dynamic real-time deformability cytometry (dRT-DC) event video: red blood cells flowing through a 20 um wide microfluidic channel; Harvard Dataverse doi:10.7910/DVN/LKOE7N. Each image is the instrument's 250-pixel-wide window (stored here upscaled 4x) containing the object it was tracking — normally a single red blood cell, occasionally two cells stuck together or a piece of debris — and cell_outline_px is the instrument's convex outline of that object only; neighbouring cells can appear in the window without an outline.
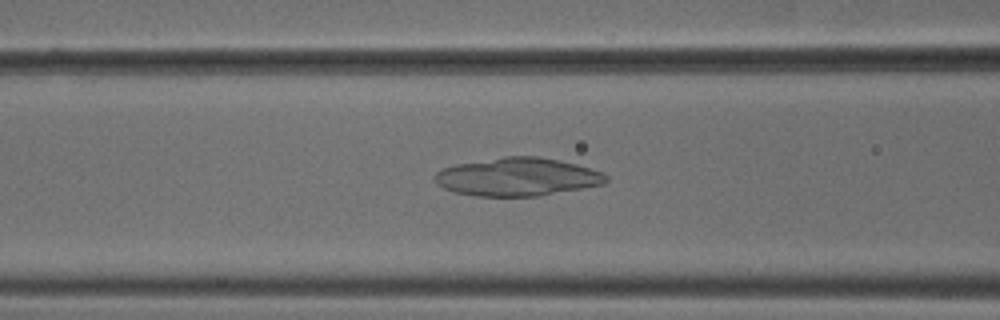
{"species": "common noctule bat (a hibernating species)", "species_latin": "Nyctalus noctula", "temperature_condition": "cold", "stored_images_in_passage": 42, "camera_frame_rate_fps": 3000, "um_per_image_px": 0.085, "animal": {"sex": "male", "body_mass_g": 18.8}, "frame": {"image": 1, "passage_image": 11, "time_ms": 3.333, "image_size_px": [1000, 320], "cell_outline_px": [[608, 180], [604, 184], [540, 196], [476, 196], [452, 192], [436, 184], [436, 172], [444, 168], [456, 164], [504, 156], [540, 156], [576, 164], [600, 172], [608, 176]], "centroid_in_image_um": [43.97, 15.04], "position_along_channel_um": 122.6, "area_um2": 38.03}}
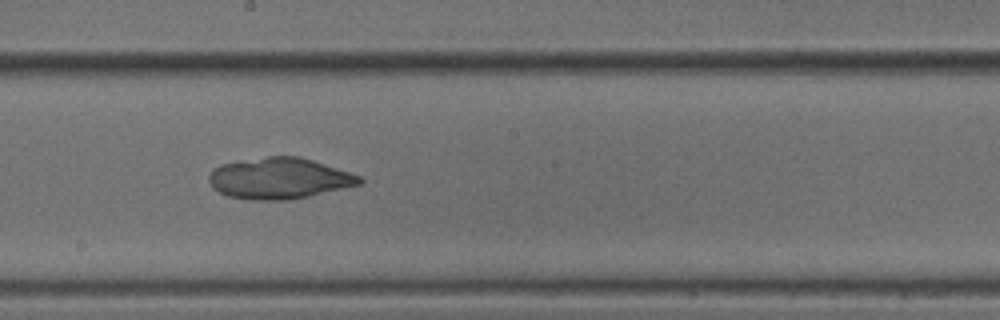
{"frame": {"image": 2, "passage_image": 19, "time_ms": 6.0, "image_size_px": [1000, 320], "cell_outline_px": [[364, 184], [308, 196], [288, 200], [252, 200], [228, 196], [212, 188], [208, 180], [208, 176], [220, 164], [268, 156], [300, 156], [360, 176], [364, 180]], "centroid_in_image_um": [23.74, 15.17], "position_along_channel_um": 224.5, "area_um2": 35.95}}
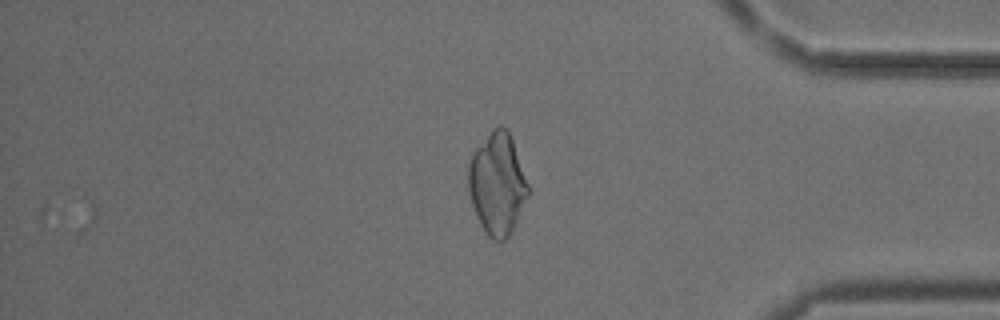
{"frame": {"image": 3, "passage_image": 34, "time_ms": 11.0, "image_size_px": [1000, 320], "cell_outline_px": [[528, 196], [508, 236], [500, 244], [492, 240], [488, 236], [480, 224], [476, 216], [468, 192], [468, 164], [472, 152], [492, 128], [500, 124], [508, 132], [512, 140], [528, 184]], "centroid_in_image_um": [42.23, 15.63], "position_along_channel_um": 393.0, "area_um2": 35.26}}